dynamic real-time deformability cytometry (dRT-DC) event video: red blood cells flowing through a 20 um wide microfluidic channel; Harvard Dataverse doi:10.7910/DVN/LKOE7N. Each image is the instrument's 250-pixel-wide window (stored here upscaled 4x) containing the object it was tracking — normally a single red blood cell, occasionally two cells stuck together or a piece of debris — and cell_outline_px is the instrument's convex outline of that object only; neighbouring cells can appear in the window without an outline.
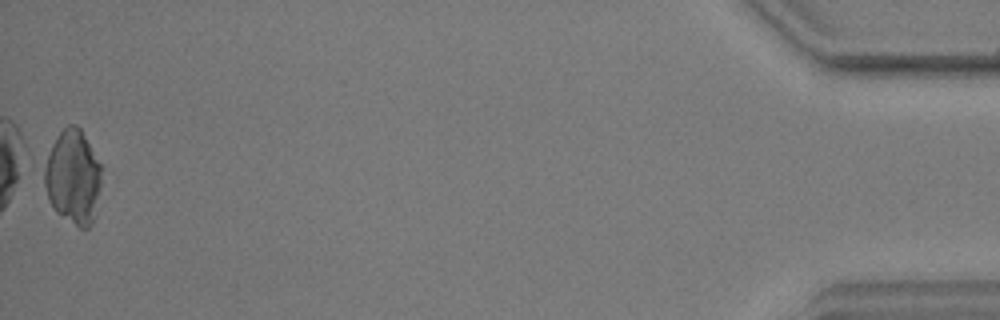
{"species": "common noctule bat (a hibernating species)", "species_latin": "Nyctalus noctula", "temperature_condition": "warm", "stored_images_in_passage": 47, "camera_frame_rate_fps": 3000, "um_per_image_px": 0.085, "animal": {"sex": "male", "body_mass_g": 17.9, "forearm_length_mm": 54.2}, "frame": {"image": 1, "passage_image": 47, "time_ms": 15.333, "image_size_px": [1000, 320], "cell_outline_px": [[104, 168], [100, 188], [92, 224], [88, 228], [80, 228], [56, 212], [48, 200], [44, 184], [44, 168], [52, 144], [60, 132], [68, 124], [76, 124], [80, 128]], "centroid_in_image_um": [6.23, 15.04], "position_along_channel_um": 429.0, "area_um2": 31.5}}